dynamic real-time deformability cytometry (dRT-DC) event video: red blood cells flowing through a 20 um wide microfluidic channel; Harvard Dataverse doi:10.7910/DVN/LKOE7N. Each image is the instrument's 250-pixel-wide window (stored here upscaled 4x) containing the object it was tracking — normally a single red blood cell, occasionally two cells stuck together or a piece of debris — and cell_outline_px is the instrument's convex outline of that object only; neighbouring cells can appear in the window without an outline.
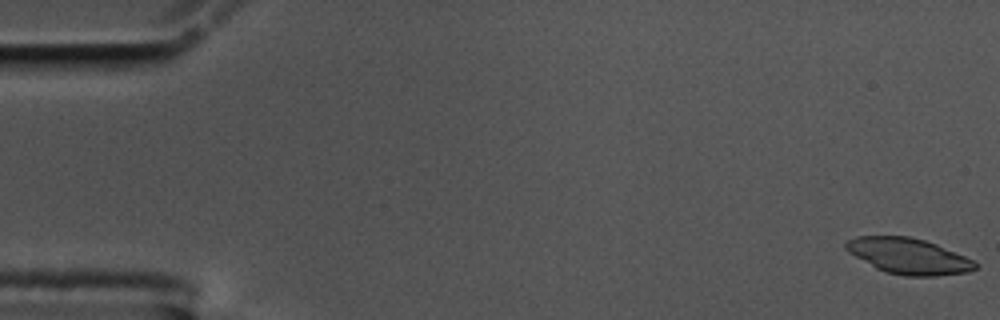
{"species": "common noctule bat (a hibernating species)", "species_latin": "Nyctalus noctula", "temperature_condition": "cold", "stored_images_in_passage": 57, "camera_frame_rate_fps": 3000, "um_per_image_px": 0.085, "animal": {"sex": "male", "body_mass_g": 17.5, "forearm_length_mm": 52.3}, "frame": {"image": 1, "passage_image": 1, "time_ms": 0.0, "image_size_px": [1000, 320], "cell_outline_px": [[980, 264], [976, 268], [968, 272], [936, 276], [904, 276], [884, 272], [876, 268], [848, 252], [844, 248], [844, 244], [848, 240], [856, 236], [908, 236], [924, 240], [936, 244], [964, 256]], "centroid_in_image_um": [77.21, 21.77], "position_along_channel_um": 7.8, "area_um2": 26.93}}
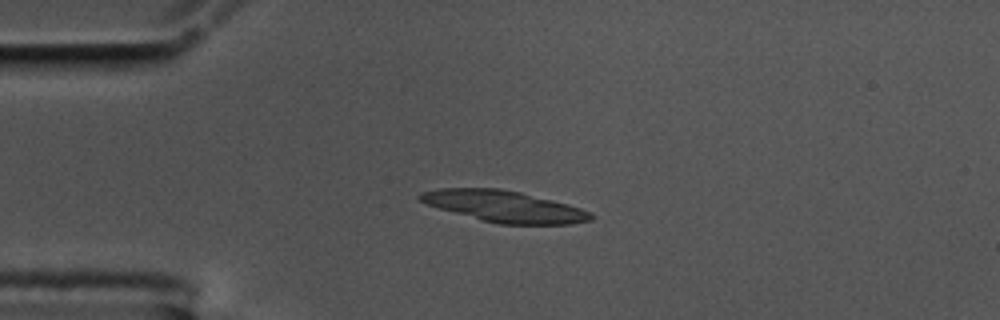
{"frame": {"image": 2, "passage_image": 14, "time_ms": 4.333, "image_size_px": [1000, 320], "cell_outline_px": [[596, 216], [592, 220], [572, 224], [500, 224], [480, 220], [424, 204], [416, 196], [420, 192], [440, 188], [500, 188], [520, 192], [568, 204], [592, 212]], "centroid_in_image_um": [42.85, 17.54], "position_along_channel_um": 42.1, "area_um2": 31.39}}
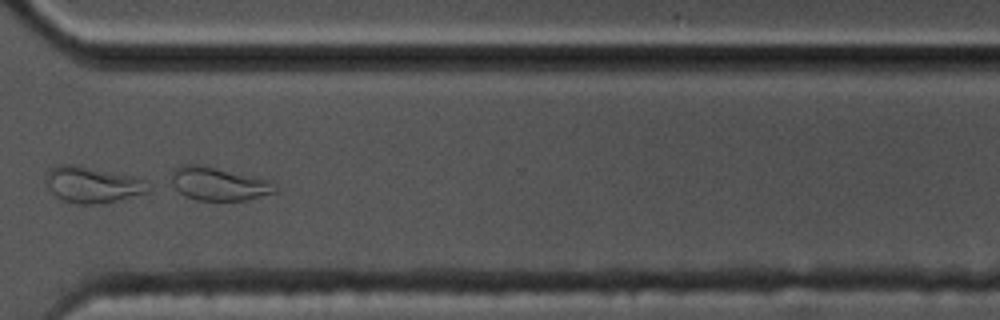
{"frame": {"image": 3, "passage_image": 43, "time_ms": 14.0, "image_size_px": [1000, 320], "cell_outline_px": [[280, 188], [276, 192], [248, 200], [196, 200], [184, 196], [176, 188], [172, 180], [172, 172], [176, 168], [184, 164], [200, 164], [272, 180]], "centroid_in_image_um": [18.66, 15.62], "position_along_channel_um": 351.9, "area_um2": 20.29}}